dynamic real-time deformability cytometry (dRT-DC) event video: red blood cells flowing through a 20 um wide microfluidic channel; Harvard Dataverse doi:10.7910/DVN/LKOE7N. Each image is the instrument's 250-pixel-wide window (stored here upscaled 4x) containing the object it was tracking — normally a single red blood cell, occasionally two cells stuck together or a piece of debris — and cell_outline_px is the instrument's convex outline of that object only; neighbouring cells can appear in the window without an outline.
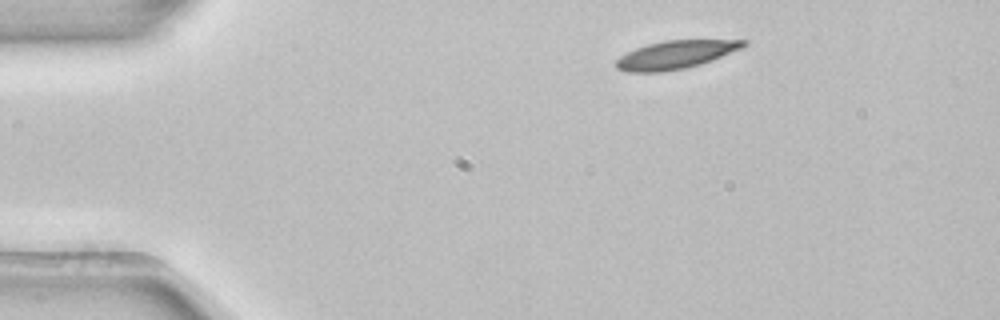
{"species": "common noctule bat (a hibernating species)", "species_latin": "Nyctalus noctula", "temperature_condition": "room temperature", "stored_images_in_passage": 4, "camera_frame_rate_fps": 3000, "um_per_image_px": 0.085, "animal": {"sex": "female", "body_mass_g": 22.7, "forearm_length_mm": 54.2}, "frame": {"image": 1, "passage_image": 4, "time_ms": 1.0, "image_size_px": [1000, 320], "cell_outline_px": [[748, 44], [744, 48], [712, 60], [700, 64], [684, 68], [660, 72], [628, 72], [616, 68], [616, 60], [620, 56], [636, 48], [648, 44], [664, 40], [748, 40]], "centroid_in_image_um": [57.46, 4.64], "position_along_channel_um": 27.5, "area_um2": 20.87}}